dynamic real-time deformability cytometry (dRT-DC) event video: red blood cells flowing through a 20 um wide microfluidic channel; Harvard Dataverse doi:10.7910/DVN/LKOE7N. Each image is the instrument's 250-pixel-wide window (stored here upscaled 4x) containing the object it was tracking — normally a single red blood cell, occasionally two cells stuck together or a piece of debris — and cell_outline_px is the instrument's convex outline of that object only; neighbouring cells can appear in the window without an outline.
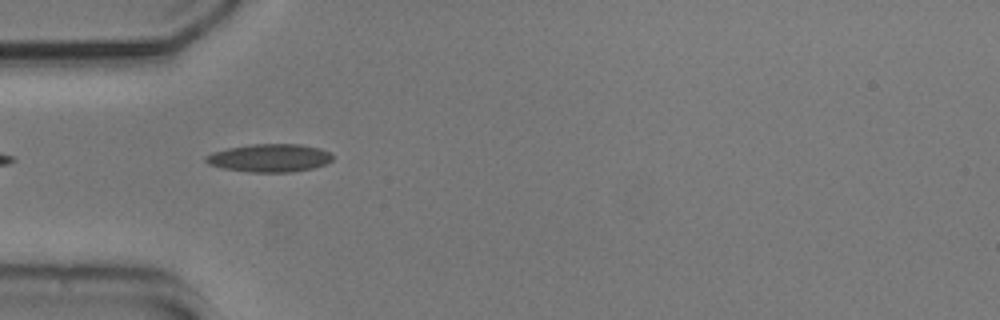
{"species": "common noctule bat (a hibernating species)", "species_latin": "Nyctalus noctula", "temperature_condition": "cold", "stored_images_in_passage": 38, "camera_frame_rate_fps": 3000, "um_per_image_px": 0.085, "animal": {"sex": "male", "body_mass_g": 20.5, "forearm_length_mm": 52.5}, "frame": {"image": 1, "passage_image": 1, "time_ms": 0.0, "image_size_px": [1000, 320], "cell_outline_px": [[332, 160], [324, 164], [312, 168], [292, 172], [252, 172], [224, 168], [208, 164], [204, 160], [204, 156], [212, 152], [228, 148], [252, 144], [300, 144], [320, 148], [328, 152], [332, 156]], "centroid_in_image_um": [22.89, 13.42], "position_along_channel_um": 62.1, "area_um2": 20.58}}
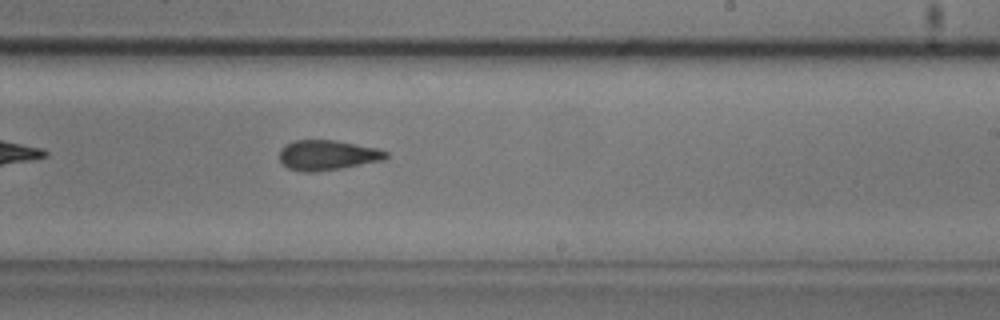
{"frame": {"image": 2, "passage_image": 17, "time_ms": 5.333, "image_size_px": [1000, 320], "cell_outline_px": [[388, 156], [384, 160], [340, 168], [316, 172], [300, 172], [288, 168], [280, 160], [280, 148], [296, 140], [336, 140], [376, 148], [388, 152]], "centroid_in_image_um": [27.83, 13.19], "position_along_channel_um": 261.2, "area_um2": 18.55}}
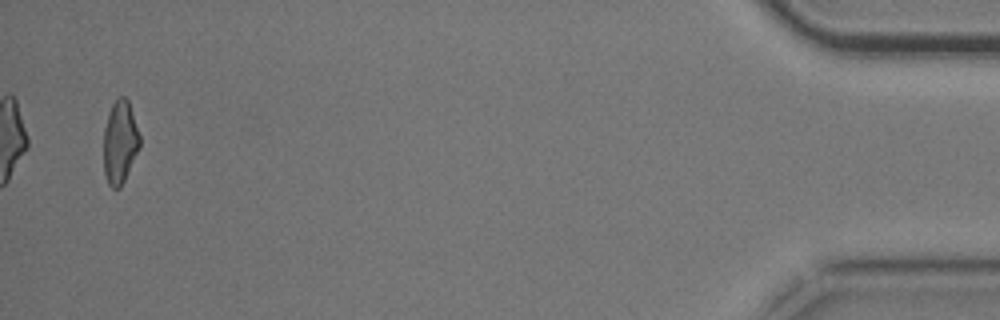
{"frame": {"image": 3, "passage_image": 37, "time_ms": 12.0, "image_size_px": [1000, 320], "cell_outline_px": [[140, 148], [120, 188], [112, 188], [108, 184], [104, 172], [104, 128], [112, 104], [120, 96], [124, 96], [128, 100], [140, 136]], "centroid_in_image_um": [10.2, 12.1], "position_along_channel_um": 425.0, "area_um2": 17.34}, "authors_computed_cell_mechanics": {"area_um2": 18.9584, "velocity_mm_per_s": 3.7513, "shape_relaxation_time_tau1_ms": 10.3914, "shape_relaxation_time_tau2_ms": 1.9846, "deformation_change_tau1": 0.188, "deformation_change_tau2": 0.1055}}